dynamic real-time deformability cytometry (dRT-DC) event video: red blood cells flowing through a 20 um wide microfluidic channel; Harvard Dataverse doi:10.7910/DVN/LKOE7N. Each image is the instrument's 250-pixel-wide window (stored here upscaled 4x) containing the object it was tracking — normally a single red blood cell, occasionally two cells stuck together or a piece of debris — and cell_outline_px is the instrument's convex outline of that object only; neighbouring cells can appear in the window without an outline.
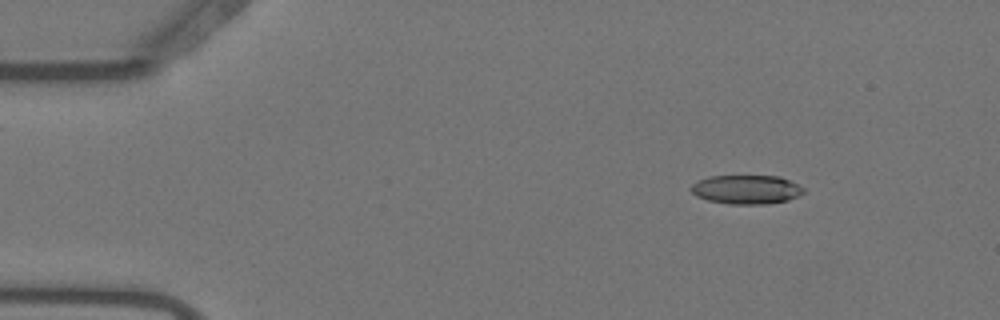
{"species": "Egyptian fruit bat (a non-hibernating species)", "species_latin": "Rousettus aegyptiacus", "temperature_condition": "warm", "stored_images_in_passage": 55, "camera_frame_rate_fps": 3000, "um_per_image_px": 0.085, "animal": {"sex": "female"}, "frame": {"image": 1, "passage_image": 7, "time_ms": 2.0, "image_size_px": [1000, 320], "cell_outline_px": [[804, 192], [800, 196], [788, 200], [764, 204], [728, 204], [708, 200], [696, 196], [688, 188], [692, 184], [708, 176], [780, 176], [804, 188]], "centroid_in_image_um": [63.43, 16.11], "position_along_channel_um": 21.6, "area_um2": 19.02}}
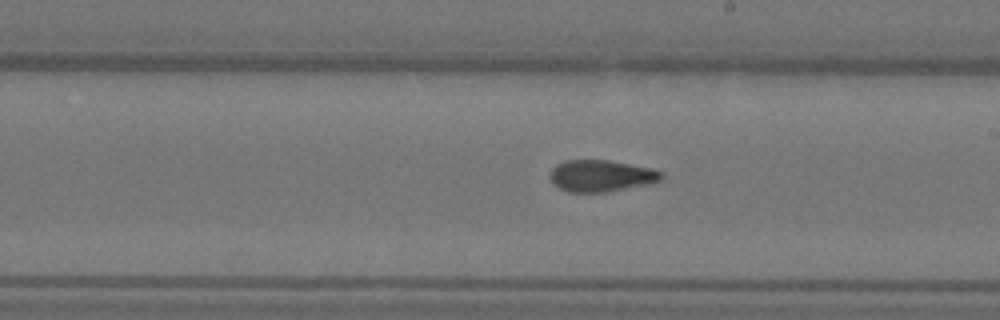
{"frame": {"image": 2, "passage_image": 31, "time_ms": 10.0, "image_size_px": [1000, 320], "cell_outline_px": [[664, 176], [660, 180], [644, 184], [604, 192], [568, 192], [552, 184], [552, 168], [556, 164], [564, 160], [608, 160], [652, 168], [664, 172]], "centroid_in_image_um": [51.08, 14.93], "position_along_channel_um": 237.9, "area_um2": 20.29}}
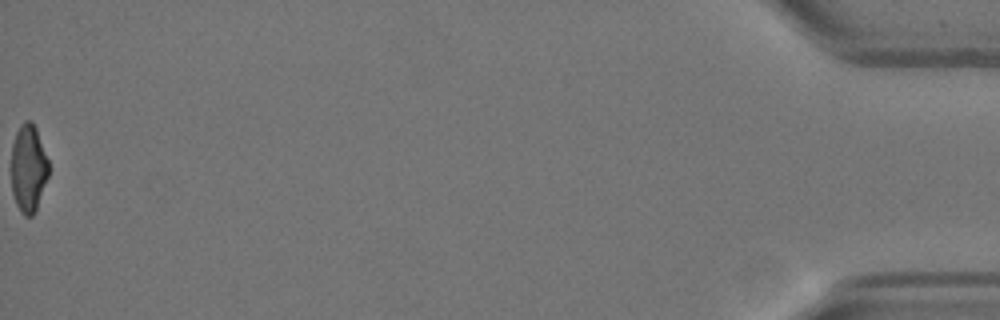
{"frame": {"image": 3, "passage_image": 55, "time_ms": 18.0, "image_size_px": [1000, 320], "cell_outline_px": [[48, 176], [36, 208], [32, 216], [24, 216], [20, 212], [16, 204], [12, 192], [12, 144], [16, 132], [24, 120], [32, 120], [36, 128], [48, 160]], "centroid_in_image_um": [2.4, 14.29], "position_along_channel_um": 432.8, "area_um2": 18.9}, "authors_computed_cell_mechanics": {"area_um2": 20.2878, "velocity_mm_per_s": 3.7088, "shape_relaxation_time_tau1_ms": 6.2383, "shape_relaxation_time_tau2_ms": 2.1384, "deformation_change_tau1": 0.2175, "deformation_change_tau2": 0.0987}}